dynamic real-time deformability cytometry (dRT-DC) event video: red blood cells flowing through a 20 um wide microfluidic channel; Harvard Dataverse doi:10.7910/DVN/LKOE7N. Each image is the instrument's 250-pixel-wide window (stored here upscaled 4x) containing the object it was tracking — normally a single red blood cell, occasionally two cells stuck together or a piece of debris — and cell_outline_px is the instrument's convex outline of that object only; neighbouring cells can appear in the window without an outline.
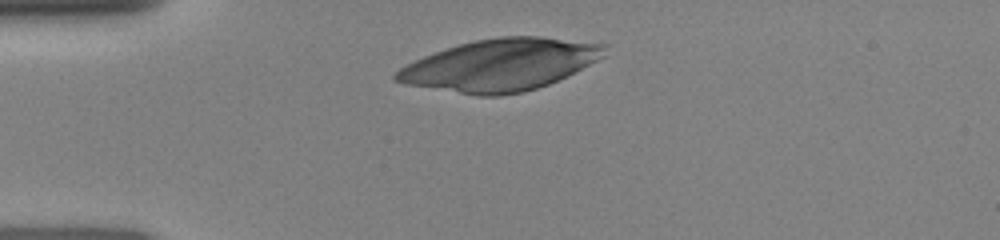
{"species": "human", "species_latin": "Homo sapiens", "temperature_condition": "room temperature", "stored_images_in_passage": 3, "camera_frame_rate_fps": 3000, "um_per_image_px": 0.085, "donor": {"sex": "female"}, "frame": {"image": 1, "passage_image": 1, "time_ms": 0.0, "image_size_px": [1000, 240], "cell_outline_px": [[608, 44], [604, 56], [548, 84], [524, 92], [500, 96], [480, 96], [404, 84], [392, 80], [392, 76], [400, 68], [424, 56], [460, 44], [476, 40], [500, 36], [540, 36]], "centroid_in_image_um": [42.51, 5.52], "position_along_channel_um": 42.5, "area_um2": 62.31}}